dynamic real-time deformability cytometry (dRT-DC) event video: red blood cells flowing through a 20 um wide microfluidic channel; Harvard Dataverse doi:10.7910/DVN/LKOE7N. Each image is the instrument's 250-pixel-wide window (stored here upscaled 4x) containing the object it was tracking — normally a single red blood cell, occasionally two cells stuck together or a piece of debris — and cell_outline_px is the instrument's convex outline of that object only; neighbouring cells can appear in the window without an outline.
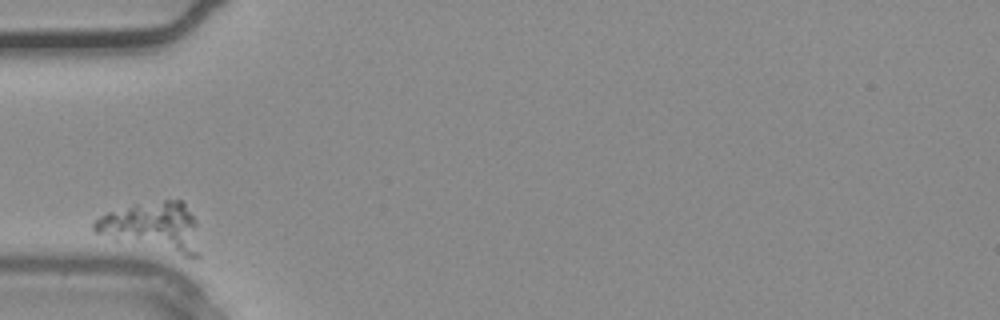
{"species": "common noctule bat (a hibernating species)", "species_latin": "Nyctalus noctula", "temperature_condition": "warm", "stored_images_in_passage": 20, "camera_frame_rate_fps": 3000, "um_per_image_px": 0.085, "animal": {"sex": "male", "body_mass_g": 20.4}, "frame": {"image": 1, "passage_image": 1, "time_ms": 0.0, "image_size_px": [1000, 320], "cell_outline_px": [[200, 256], [184, 256], [116, 240], [96, 232], [92, 228], [92, 224], [100, 216], [108, 212], [136, 204], [164, 200], [184, 200], [196, 220], [200, 252]], "centroid_in_image_um": [13.05, 19.27], "position_along_channel_um": 72.0, "area_um2": 30.23}}
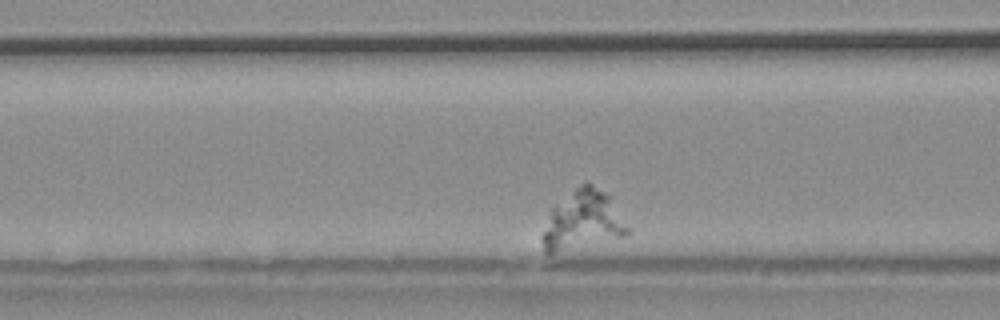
{"frame": {"image": 2, "passage_image": 4, "time_ms": 1.0, "image_size_px": [1000, 320], "cell_outline_px": [[632, 228], [624, 236], [552, 252], [544, 252], [540, 240], [540, 236], [552, 208], [576, 188], [584, 184], [592, 184], [604, 192], [608, 196]], "centroid_in_image_um": [49.54, 18.74], "position_along_channel_um": 117.1, "area_um2": 28.38}}